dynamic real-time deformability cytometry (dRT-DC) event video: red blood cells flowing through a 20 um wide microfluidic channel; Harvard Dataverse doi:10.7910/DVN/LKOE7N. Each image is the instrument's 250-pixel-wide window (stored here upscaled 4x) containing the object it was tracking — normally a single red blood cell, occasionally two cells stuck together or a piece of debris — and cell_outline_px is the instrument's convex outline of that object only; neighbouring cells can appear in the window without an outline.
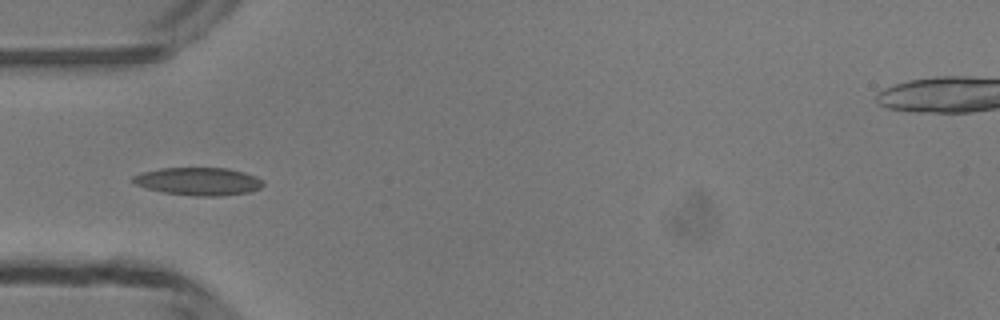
{"species": "common noctule bat (a hibernating species)", "species_latin": "Nyctalus noctula", "temperature_condition": "room temperature", "stored_images_in_passage": 21, "camera_frame_rate_fps": 3000, "um_per_image_px": 0.085, "animal": {"sex": "male", "body_mass_g": 13.3}, "frame": {"image": 1, "passage_image": 1, "time_ms": 0.0, "image_size_px": [1000, 320], "cell_outline_px": [[264, 184], [260, 188], [252, 192], [224, 196], [196, 196], [164, 192], [132, 184], [132, 176], [140, 172], [160, 168], [228, 168], [244, 172], [256, 176], [264, 180]], "centroid_in_image_um": [16.89, 15.41], "position_along_channel_um": 68.1, "area_um2": 21.39}}
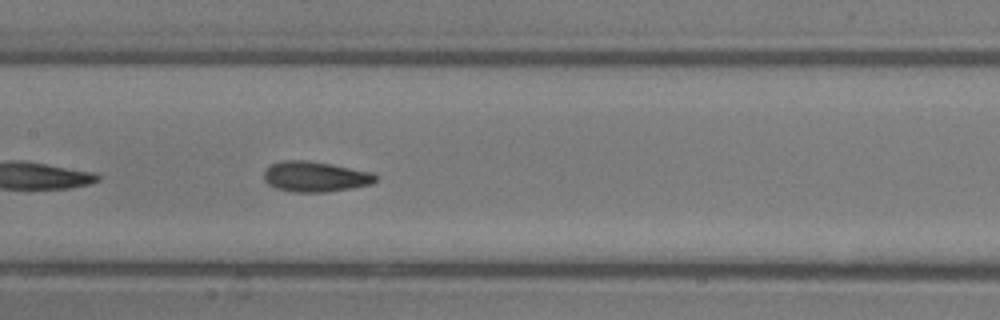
{"frame": {"image": 2, "passage_image": 9, "time_ms": 2.667, "image_size_px": [1000, 320], "cell_outline_px": [[380, 176], [372, 184], [352, 188], [328, 192], [292, 192], [276, 188], [268, 184], [264, 180], [264, 172], [272, 164], [284, 160], [304, 160], [332, 164], [372, 172]], "centroid_in_image_um": [26.83, 15.02], "position_along_channel_um": 180.6, "area_um2": 19.88}}
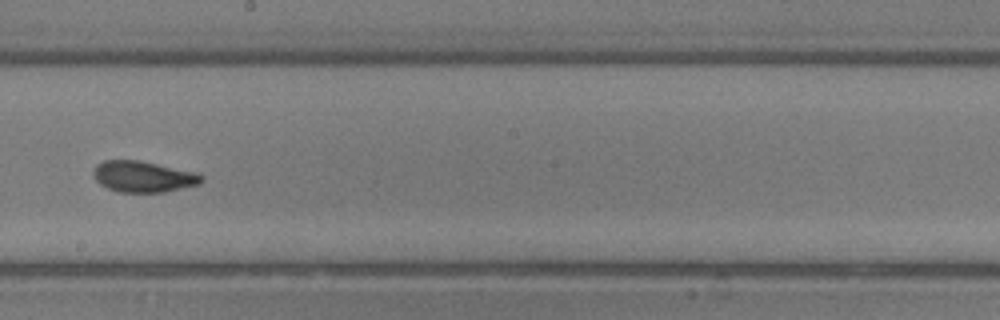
{"frame": {"image": 3, "passage_image": 13, "time_ms": 4.0, "image_size_px": [1000, 320], "cell_outline_px": [[204, 180], [200, 184], [164, 192], [120, 192], [108, 188], [100, 184], [92, 176], [92, 172], [96, 164], [104, 160], [136, 160], [192, 172], [204, 176]], "centroid_in_image_um": [12.13, 15.02], "position_along_channel_um": 236.1, "area_um2": 19.36}}